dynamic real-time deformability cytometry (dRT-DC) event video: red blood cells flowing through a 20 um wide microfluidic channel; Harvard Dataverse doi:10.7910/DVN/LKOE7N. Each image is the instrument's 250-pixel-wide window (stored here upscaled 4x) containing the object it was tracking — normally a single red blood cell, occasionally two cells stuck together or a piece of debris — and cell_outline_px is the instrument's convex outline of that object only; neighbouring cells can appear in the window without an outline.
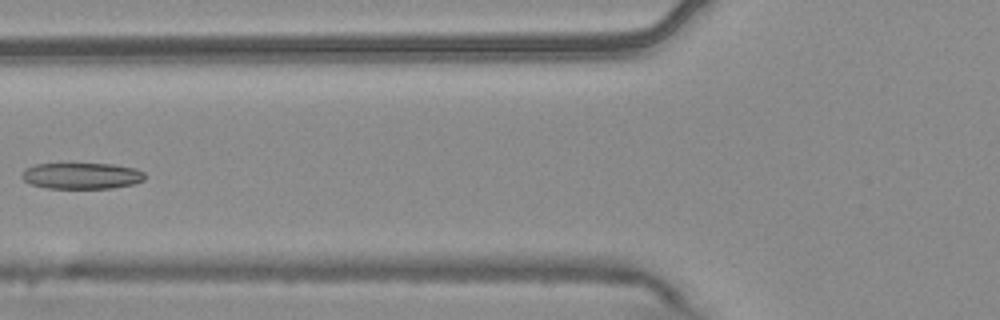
{"species": "common noctule bat (a hibernating species)", "species_latin": "Nyctalus noctula", "temperature_condition": "warm", "stored_images_in_passage": 6, "camera_frame_rate_fps": 3000, "um_per_image_px": 0.085, "animal": {"sex": "male", "body_mass_g": 20.4}, "frame": {"image": 1, "passage_image": 5, "time_ms": 1.333, "image_size_px": [1000, 320], "cell_outline_px": [[144, 180], [132, 184], [112, 188], [48, 188], [32, 184], [24, 180], [20, 176], [24, 168], [36, 164], [112, 164], [136, 168], [144, 172]], "centroid_in_image_um": [6.93, 14.94], "position_along_channel_um": 118.9, "area_um2": 18.73}}
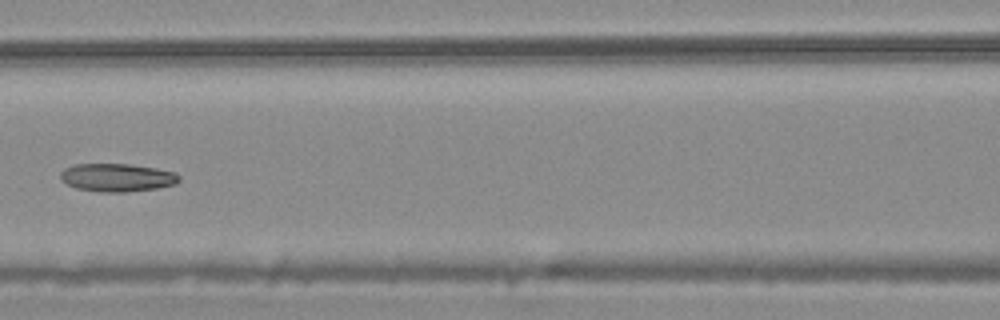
{"frame": {"image": 2, "passage_image": 6, "time_ms": 1.667, "image_size_px": [1000, 320], "cell_outline_px": [[180, 180], [176, 184], [156, 188], [124, 192], [100, 192], [76, 188], [60, 180], [60, 172], [64, 168], [76, 164], [128, 164], [156, 168], [176, 172], [180, 176]], "centroid_in_image_um": [9.95, 15.09], "position_along_channel_um": 156.6, "area_um2": 19.48}}